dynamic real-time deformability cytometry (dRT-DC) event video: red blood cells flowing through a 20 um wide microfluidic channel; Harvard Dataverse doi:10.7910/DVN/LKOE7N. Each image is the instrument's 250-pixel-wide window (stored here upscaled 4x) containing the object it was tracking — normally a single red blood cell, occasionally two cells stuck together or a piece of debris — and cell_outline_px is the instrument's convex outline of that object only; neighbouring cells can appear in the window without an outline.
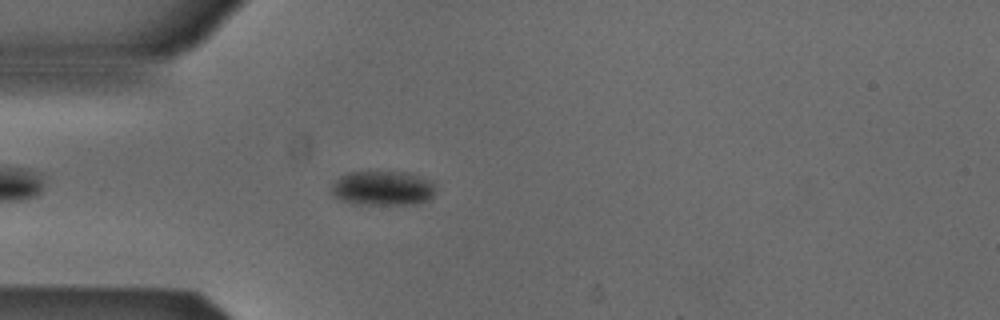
{"species": "Egyptian fruit bat (a non-hibernating species)", "species_latin": "Rousettus aegyptiacus", "temperature_condition": "cold", "stored_images_in_passage": 45, "camera_frame_rate_fps": 3000, "um_per_image_px": 0.085, "animal": {"sex": "male"}, "frame": {"image": 1, "passage_image": 7, "time_ms": 2.0, "image_size_px": [1000, 320], "cell_outline_px": [[436, 192], [428, 200], [420, 204], [352, 204], [340, 200], [332, 196], [332, 184], [340, 176], [348, 172], [408, 172], [432, 180], [436, 188]], "centroid_in_image_um": [32.55, 16.0], "position_along_channel_um": 52.4, "area_um2": 21.33}}
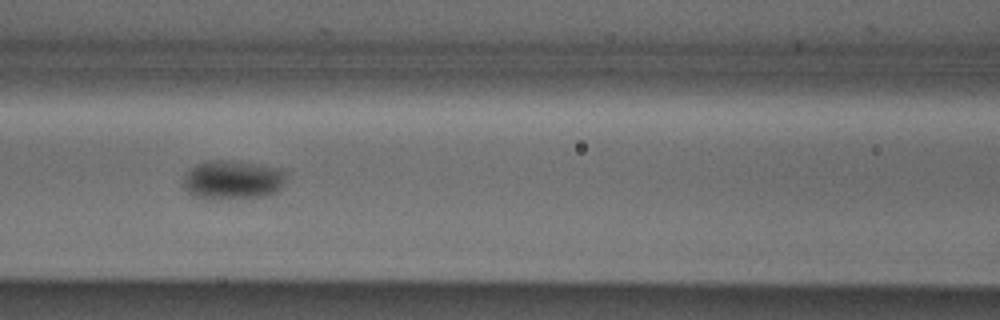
{"frame": {"image": 2, "passage_image": 15, "time_ms": 4.667, "image_size_px": [1000, 320], "cell_outline_px": [[288, 176], [280, 188], [276, 192], [268, 196], [216, 200], [208, 200], [192, 196], [184, 188], [184, 176], [192, 168], [208, 160], [228, 160], [256, 164], [280, 168]], "centroid_in_image_um": [19.79, 15.32], "position_along_channel_um": 146.8, "area_um2": 23.64}}
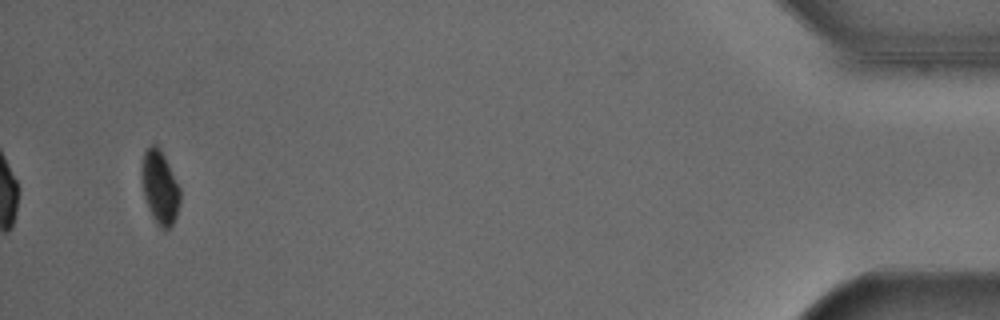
{"frame": {"image": 3, "passage_image": 43, "time_ms": 14.0, "image_size_px": [1000, 320], "cell_outline_px": [[180, 204], [176, 216], [172, 224], [168, 228], [160, 228], [152, 216], [148, 208], [144, 196], [140, 176], [140, 172], [144, 152], [152, 144], [156, 144], [160, 148], [180, 188]], "centroid_in_image_um": [13.57, 15.91], "position_along_channel_um": 421.6, "area_um2": 16.42}, "authors_computed_cell_mechanics": {"area_um2": 20.6346, "velocity_mm_per_s": 3.8466, "shape_relaxation_time_tau1_ms": 2.2087, "shape_relaxation_time_tau2_ms": null, "deformation_change_tau1": 0.0582, "deformation_change_tau2": null}}